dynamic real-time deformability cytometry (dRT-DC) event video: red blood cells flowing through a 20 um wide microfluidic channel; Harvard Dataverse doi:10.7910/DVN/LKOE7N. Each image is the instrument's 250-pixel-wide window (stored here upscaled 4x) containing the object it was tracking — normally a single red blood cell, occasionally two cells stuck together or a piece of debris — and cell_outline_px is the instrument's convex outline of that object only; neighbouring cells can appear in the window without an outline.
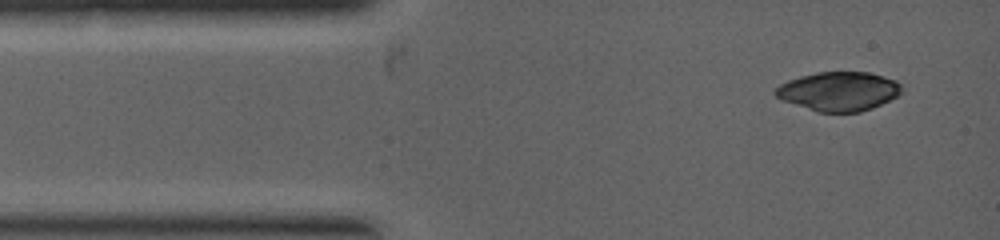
{"species": "common noctule bat (a hibernating species)", "species_latin": "Nyctalus noctula", "temperature_condition": "warm", "stored_images_in_passage": 3, "camera_frame_rate_fps": 5000, "um_per_image_px": 0.085, "animal": {"sex": "female", "body_mass_g": 19.0, "forearm_length_mm": 53.3}, "frame": {"image": 1, "passage_image": 1, "time_ms": 0.0, "image_size_px": [1000, 240], "cell_outline_px": [[904, 92], [872, 108], [860, 112], [820, 112], [780, 100], [772, 92], [780, 84], [788, 80], [800, 76], [816, 72], [868, 72], [884, 76], [896, 80], [900, 84]], "centroid_in_image_um": [71.28, 7.75], "position_along_channel_um": 13.7, "area_um2": 28.78}}